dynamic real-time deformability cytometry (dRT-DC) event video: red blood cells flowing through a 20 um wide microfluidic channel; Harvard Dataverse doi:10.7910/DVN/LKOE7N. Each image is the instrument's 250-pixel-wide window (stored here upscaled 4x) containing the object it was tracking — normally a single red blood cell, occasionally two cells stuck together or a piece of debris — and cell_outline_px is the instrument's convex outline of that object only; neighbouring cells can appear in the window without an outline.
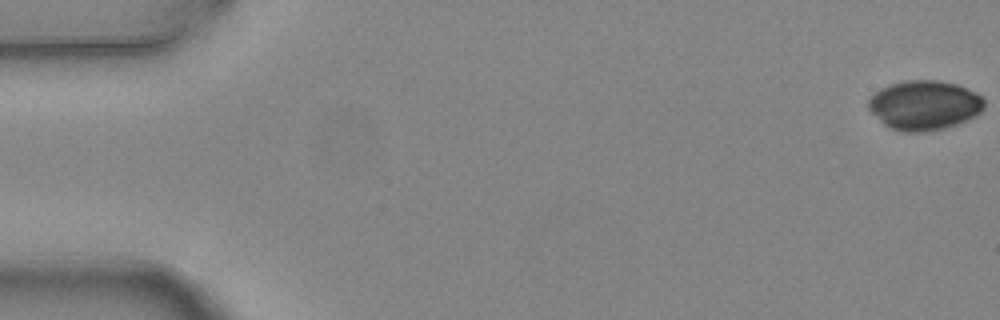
{"species": "common noctule bat (a hibernating species)", "species_latin": "Nyctalus noctula", "temperature_condition": "warm", "stored_images_in_passage": 5, "camera_frame_rate_fps": 3000, "um_per_image_px": 0.085, "animal": {"sex": "female", "body_mass_g": 24.6, "forearm_length_mm": 56.2}, "frame": {"image": 1, "passage_image": 1, "time_ms": 0.0, "image_size_px": [1000, 320], "cell_outline_px": [[984, 108], [976, 116], [968, 120], [944, 128], [924, 132], [900, 132], [888, 128], [868, 108], [868, 100], [880, 88], [892, 84], [908, 80], [936, 80], [956, 84], [976, 92], [984, 96]], "centroid_in_image_um": [78.59, 8.95], "position_along_channel_um": 6.4, "area_um2": 33.52}}